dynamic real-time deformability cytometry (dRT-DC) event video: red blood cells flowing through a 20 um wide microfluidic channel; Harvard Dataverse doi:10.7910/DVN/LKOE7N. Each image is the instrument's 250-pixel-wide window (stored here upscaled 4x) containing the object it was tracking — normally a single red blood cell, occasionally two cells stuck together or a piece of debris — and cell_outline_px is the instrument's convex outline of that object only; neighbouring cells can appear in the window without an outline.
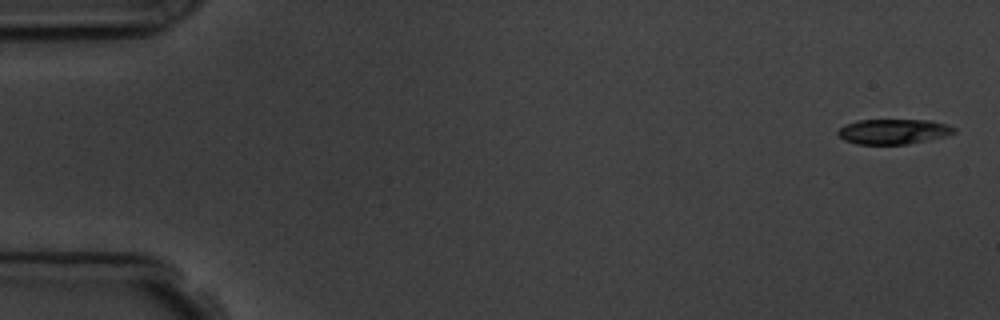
{"species": "common noctule bat (a hibernating species)", "species_latin": "Nyctalus noctula", "temperature_condition": "room temperature", "stored_images_in_passage": 6, "camera_frame_rate_fps": 3000, "um_per_image_px": 0.085, "animal": {"sex": "male", "body_mass_g": 19.5, "forearm_length_mm": 54.6}, "frame": {"image": 1, "passage_image": 1, "time_ms": 0.0, "image_size_px": [1000, 320], "cell_outline_px": [[956, 132], [944, 136], [908, 144], [856, 144], [844, 140], [836, 132], [844, 124], [856, 120], [928, 120], [944, 124], [956, 128]], "centroid_in_image_um": [75.89, 11.18], "position_along_channel_um": 9.1, "area_um2": 16.88}}
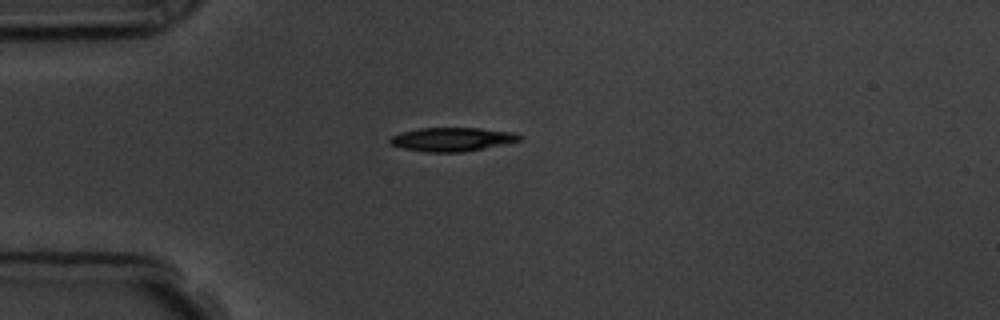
{"frame": {"image": 2, "passage_image": 5, "time_ms": 4.333, "image_size_px": [1000, 320], "cell_outline_px": [[524, 140], [464, 152], [424, 152], [404, 148], [388, 144], [388, 140], [392, 136], [400, 132], [420, 128], [480, 128], [516, 132], [524, 136]], "centroid_in_image_um": [38.47, 11.84], "position_along_channel_um": 46.5, "area_um2": 18.21}}
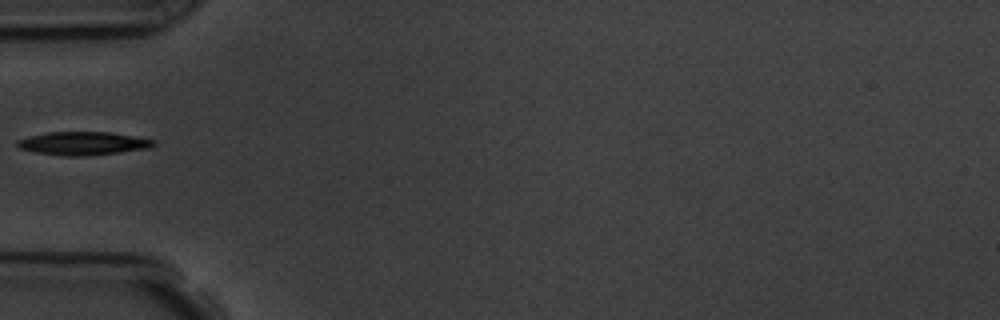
{"frame": {"image": 3, "passage_image": 6, "time_ms": 5.667, "image_size_px": [1000, 320], "cell_outline_px": [[156, 144], [148, 148], [120, 152], [84, 156], [64, 156], [36, 152], [20, 148], [16, 144], [16, 140], [28, 136], [48, 132], [112, 132], [156, 140]], "centroid_in_image_um": [7.06, 12.18], "position_along_channel_um": 77.9, "area_um2": 18.5}}